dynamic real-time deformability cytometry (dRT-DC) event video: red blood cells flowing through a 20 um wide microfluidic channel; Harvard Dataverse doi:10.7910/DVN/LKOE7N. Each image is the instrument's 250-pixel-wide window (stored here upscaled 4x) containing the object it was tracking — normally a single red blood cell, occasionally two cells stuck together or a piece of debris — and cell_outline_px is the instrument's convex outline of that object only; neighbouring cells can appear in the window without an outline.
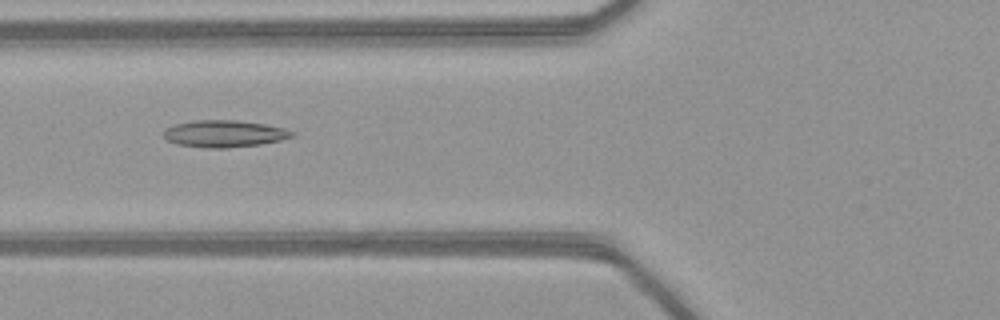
{"species": "common noctule bat (a hibernating species)", "species_latin": "Nyctalus noctula", "temperature_condition": "warm", "stored_images_in_passage": 51, "camera_frame_rate_fps": 3000, "um_per_image_px": 0.085, "animal": {"sex": "female", "body_mass_g": 21.9}, "frame": {"image": 1, "passage_image": 21, "time_ms": 6.667, "image_size_px": [1000, 320], "cell_outline_px": [[292, 136], [280, 140], [260, 144], [228, 148], [208, 148], [176, 144], [164, 140], [164, 128], [176, 124], [196, 120], [236, 120], [264, 124], [284, 128], [292, 132]], "centroid_in_image_um": [18.99, 11.37], "position_along_channel_um": 106.8, "area_um2": 20.06}}
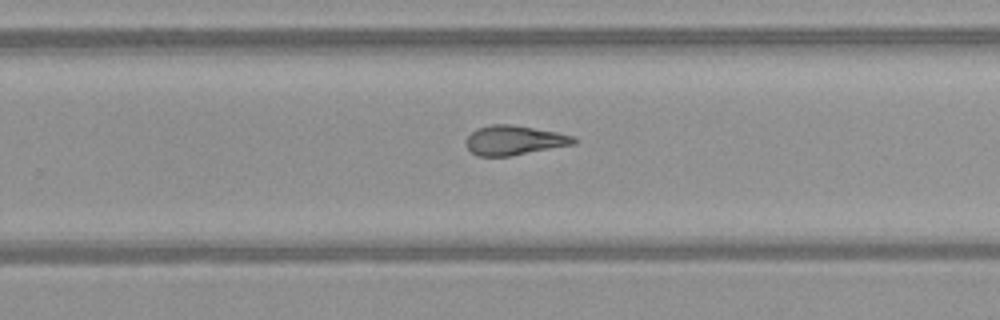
{"frame": {"image": 2, "passage_image": 34, "time_ms": 11.0, "image_size_px": [1000, 320], "cell_outline_px": [[576, 144], [512, 156], [476, 156], [468, 148], [468, 136], [476, 128], [492, 124], [512, 124], [556, 132], [572, 136], [576, 140]], "centroid_in_image_um": [43.72, 11.93], "position_along_channel_um": 286.1, "area_um2": 18.44}}
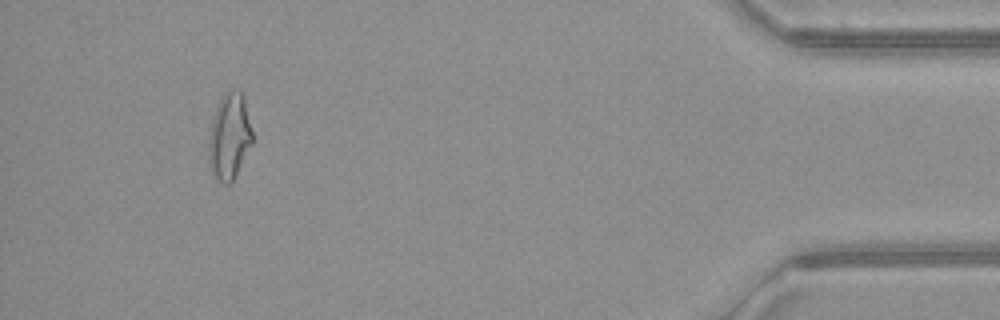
{"frame": {"image": 3, "passage_image": 48, "time_ms": 15.667, "image_size_px": [1000, 320], "cell_outline_px": [[252, 144], [232, 180], [228, 184], [224, 184], [216, 176], [208, 160], [208, 148], [212, 120], [216, 108], [220, 100], [228, 88], [240, 88], [244, 96], [252, 132]], "centroid_in_image_um": [19.51, 11.51], "position_along_channel_um": 415.7, "area_um2": 21.62}, "authors_computed_cell_mechanics": {"area_um2": 20.3456, "velocity_mm_per_s": 4.1263, "shape_relaxation_time_tau1_ms": null, "shape_relaxation_time_tau2_ms": 3.0195, "deformation_change_tau1": null, "deformation_change_tau2": 0.1386}}